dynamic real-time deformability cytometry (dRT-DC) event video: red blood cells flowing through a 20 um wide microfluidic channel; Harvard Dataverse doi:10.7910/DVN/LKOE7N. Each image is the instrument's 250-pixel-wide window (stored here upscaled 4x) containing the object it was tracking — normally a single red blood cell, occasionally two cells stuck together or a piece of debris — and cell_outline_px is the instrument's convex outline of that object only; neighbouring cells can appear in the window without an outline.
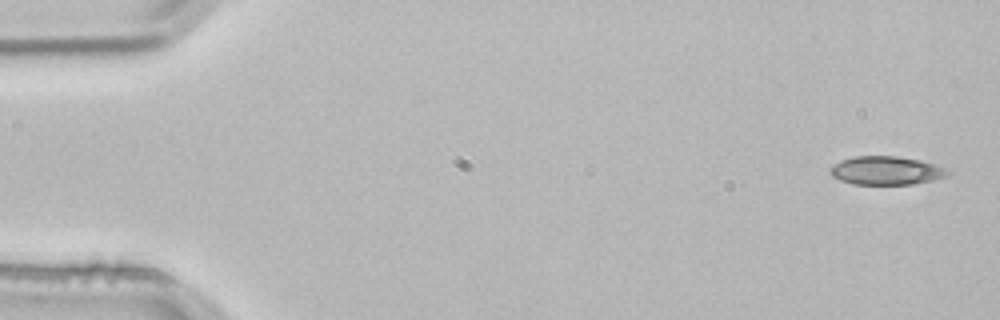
{"species": "common noctule bat (a hibernating species)", "species_latin": "Nyctalus noctula", "temperature_condition": "room temperature", "stored_images_in_passage": 3, "camera_frame_rate_fps": 3000, "um_per_image_px": 0.085, "animal": {"sex": "male", "body_mass_g": 21.5, "forearm_length_mm": 52.0}, "frame": {"image": 1, "passage_image": 1, "time_ms": 0.0, "image_size_px": [1000, 320], "cell_outline_px": [[948, 172], [944, 176], [932, 180], [912, 184], [852, 184], [840, 180], [832, 176], [828, 172], [828, 168], [840, 160], [852, 156], [900, 156], [920, 160], [944, 168]], "centroid_in_image_um": [75.22, 14.49], "position_along_channel_um": 9.8, "area_um2": 19.42}}
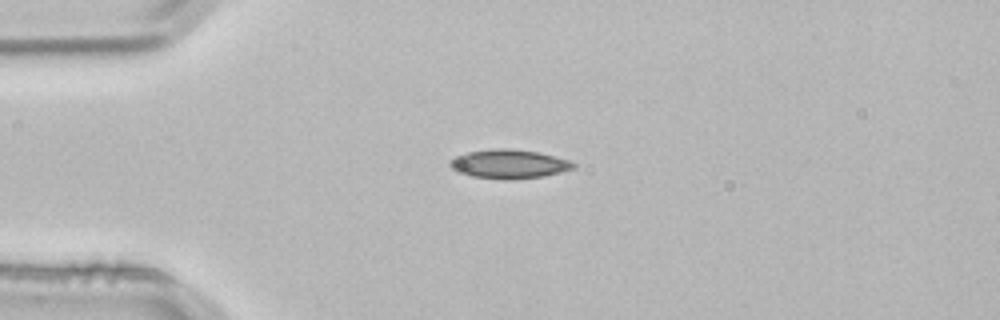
{"frame": {"image": 2, "passage_image": 3, "time_ms": 0.667, "image_size_px": [1000, 320], "cell_outline_px": [[576, 168], [544, 176], [508, 180], [504, 180], [472, 176], [456, 172], [448, 164], [448, 160], [464, 152], [492, 148], [508, 148], [540, 152], [572, 160], [576, 164]], "centroid_in_image_um": [43.26, 13.93], "position_along_channel_um": 41.7, "area_um2": 21.33}}